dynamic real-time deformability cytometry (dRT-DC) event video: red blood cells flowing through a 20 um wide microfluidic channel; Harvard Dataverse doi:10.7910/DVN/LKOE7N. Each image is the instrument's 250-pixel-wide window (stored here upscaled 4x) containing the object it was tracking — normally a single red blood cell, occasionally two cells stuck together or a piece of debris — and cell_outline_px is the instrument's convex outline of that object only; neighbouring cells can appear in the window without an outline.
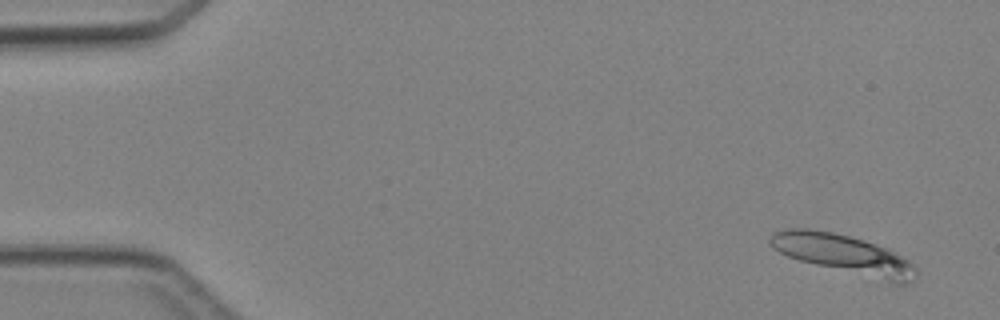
{"species": "Egyptian fruit bat (a non-hibernating species)", "species_latin": "Rousettus aegyptiacus", "temperature_condition": "cold", "stored_images_in_passage": 5, "camera_frame_rate_fps": 3000, "um_per_image_px": 0.085, "animal": {"sex": "female"}, "frame": {"image": 1, "passage_image": 1, "time_ms": 0.0, "image_size_px": [1000, 320], "cell_outline_px": [[920, 272], [912, 280], [904, 284], [892, 284], [800, 260], [788, 256], [772, 248], [768, 240], [772, 232], [784, 228], [808, 228], [832, 232], [864, 240], [884, 248], [908, 260]], "centroid_in_image_um": [71.7, 21.62], "position_along_channel_um": 13.3, "area_um2": 33.12}}